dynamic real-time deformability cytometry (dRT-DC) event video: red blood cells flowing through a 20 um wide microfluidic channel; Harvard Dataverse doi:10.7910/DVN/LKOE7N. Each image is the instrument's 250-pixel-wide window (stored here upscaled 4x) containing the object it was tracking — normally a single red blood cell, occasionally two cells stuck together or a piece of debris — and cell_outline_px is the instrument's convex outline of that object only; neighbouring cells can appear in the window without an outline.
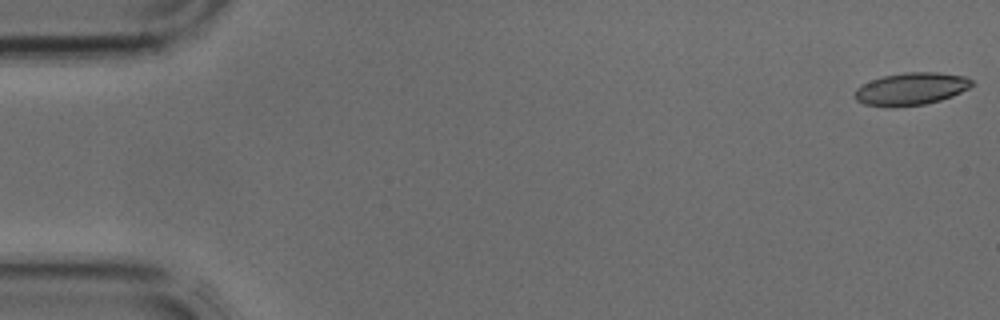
{"species": "common noctule bat (a hibernating species)", "species_latin": "Nyctalus noctula", "temperature_condition": "cold", "stored_images_in_passage": 42, "camera_frame_rate_fps": 3000, "um_per_image_px": 0.085, "animal": {"sex": "male", "body_mass_g": 17.9, "forearm_length_mm": 54.2}, "frame": {"image": 1, "passage_image": 1, "time_ms": 0.0, "image_size_px": [1000, 320], "cell_outline_px": [[976, 84], [952, 96], [940, 100], [924, 104], [864, 104], [856, 100], [856, 88], [860, 84], [884, 76], [904, 72], [936, 72], [964, 76], [972, 80]], "centroid_in_image_um": [77.5, 7.5], "position_along_channel_um": 7.5, "area_um2": 21.33}}
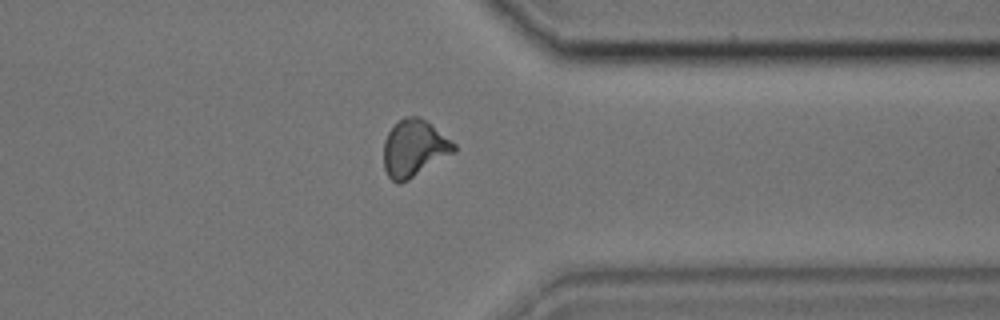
{"frame": {"image": 2, "passage_image": 33, "time_ms": 10.667, "image_size_px": [1000, 320], "cell_outline_px": [[456, 152], [408, 180], [400, 184], [396, 184], [388, 176], [384, 168], [384, 140], [388, 132], [404, 116], [420, 116], [452, 140], [456, 144]], "centroid_in_image_um": [35.21, 12.61], "position_along_channel_um": 376.2, "area_um2": 23.41}}
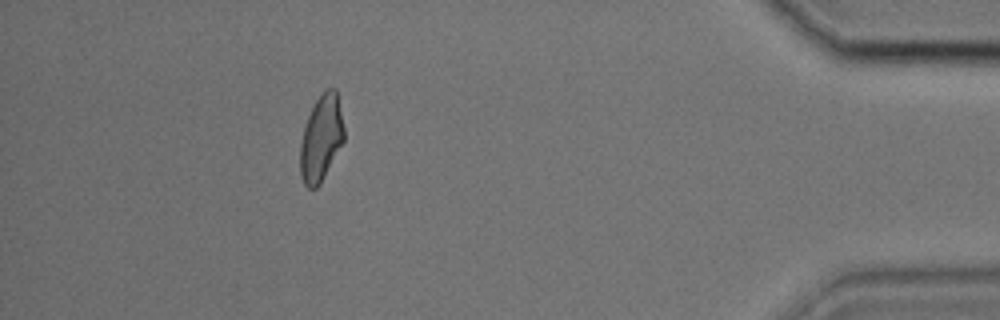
{"frame": {"image": 3, "passage_image": 38, "time_ms": 12.333, "image_size_px": [1000, 320], "cell_outline_px": [[344, 140], [320, 184], [316, 188], [308, 188], [304, 184], [300, 176], [300, 144], [304, 128], [308, 116], [316, 100], [324, 88], [336, 88], [344, 128]], "centroid_in_image_um": [27.29, 11.74], "position_along_channel_um": 407.9, "area_um2": 21.91}}